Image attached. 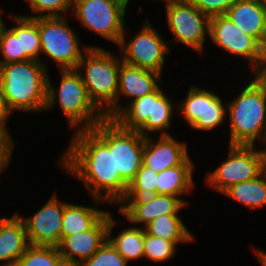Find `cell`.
<instances>
[{
  "instance_id": "6da1fadb",
  "label": "cell",
  "mask_w": 266,
  "mask_h": 266,
  "mask_svg": "<svg viewBox=\"0 0 266 266\" xmlns=\"http://www.w3.org/2000/svg\"><path fill=\"white\" fill-rule=\"evenodd\" d=\"M68 146L60 162L66 172L82 181L96 202L119 204L128 185L114 170V119L75 131Z\"/></svg>"
},
{
  "instance_id": "7a4b0ae2",
  "label": "cell",
  "mask_w": 266,
  "mask_h": 266,
  "mask_svg": "<svg viewBox=\"0 0 266 266\" xmlns=\"http://www.w3.org/2000/svg\"><path fill=\"white\" fill-rule=\"evenodd\" d=\"M83 50L84 55L76 70L90 100L106 119H114L124 109L118 102V74L122 60L100 47L83 45ZM83 67L86 68L84 74L81 72Z\"/></svg>"
},
{
  "instance_id": "3957f363",
  "label": "cell",
  "mask_w": 266,
  "mask_h": 266,
  "mask_svg": "<svg viewBox=\"0 0 266 266\" xmlns=\"http://www.w3.org/2000/svg\"><path fill=\"white\" fill-rule=\"evenodd\" d=\"M47 71L45 63L33 60L0 66V91L11 112L45 110Z\"/></svg>"
},
{
  "instance_id": "277c9868",
  "label": "cell",
  "mask_w": 266,
  "mask_h": 266,
  "mask_svg": "<svg viewBox=\"0 0 266 266\" xmlns=\"http://www.w3.org/2000/svg\"><path fill=\"white\" fill-rule=\"evenodd\" d=\"M230 145L254 146L257 138L266 144V81L260 74L228 102Z\"/></svg>"
},
{
  "instance_id": "5b68a950",
  "label": "cell",
  "mask_w": 266,
  "mask_h": 266,
  "mask_svg": "<svg viewBox=\"0 0 266 266\" xmlns=\"http://www.w3.org/2000/svg\"><path fill=\"white\" fill-rule=\"evenodd\" d=\"M61 73L62 79L58 93L55 92L49 75L47 77L45 111L55 106L58 97L60 108L69 120L71 129L76 128V131L92 129L97 123L105 119L104 113L90 100L86 87L76 69L61 70Z\"/></svg>"
},
{
  "instance_id": "8992f818",
  "label": "cell",
  "mask_w": 266,
  "mask_h": 266,
  "mask_svg": "<svg viewBox=\"0 0 266 266\" xmlns=\"http://www.w3.org/2000/svg\"><path fill=\"white\" fill-rule=\"evenodd\" d=\"M254 147L230 145L227 159L205 178L208 185L224 193L232 185L260 176L265 171V150Z\"/></svg>"
},
{
  "instance_id": "52a82bcc",
  "label": "cell",
  "mask_w": 266,
  "mask_h": 266,
  "mask_svg": "<svg viewBox=\"0 0 266 266\" xmlns=\"http://www.w3.org/2000/svg\"><path fill=\"white\" fill-rule=\"evenodd\" d=\"M41 53L47 54L61 70L76 69L83 57L80 40L64 17H39Z\"/></svg>"
},
{
  "instance_id": "ba28073f",
  "label": "cell",
  "mask_w": 266,
  "mask_h": 266,
  "mask_svg": "<svg viewBox=\"0 0 266 266\" xmlns=\"http://www.w3.org/2000/svg\"><path fill=\"white\" fill-rule=\"evenodd\" d=\"M72 8L82 26L117 45L120 43L126 31V9L119 3L113 0H74Z\"/></svg>"
},
{
  "instance_id": "9c48e42d",
  "label": "cell",
  "mask_w": 266,
  "mask_h": 266,
  "mask_svg": "<svg viewBox=\"0 0 266 266\" xmlns=\"http://www.w3.org/2000/svg\"><path fill=\"white\" fill-rule=\"evenodd\" d=\"M167 23L175 41L201 53L209 35L210 17L189 0L166 2Z\"/></svg>"
},
{
  "instance_id": "30bf717a",
  "label": "cell",
  "mask_w": 266,
  "mask_h": 266,
  "mask_svg": "<svg viewBox=\"0 0 266 266\" xmlns=\"http://www.w3.org/2000/svg\"><path fill=\"white\" fill-rule=\"evenodd\" d=\"M209 36L220 48L249 60L256 74L262 72L266 65V50L253 37L242 32L228 17H211Z\"/></svg>"
},
{
  "instance_id": "8fae6325",
  "label": "cell",
  "mask_w": 266,
  "mask_h": 266,
  "mask_svg": "<svg viewBox=\"0 0 266 266\" xmlns=\"http://www.w3.org/2000/svg\"><path fill=\"white\" fill-rule=\"evenodd\" d=\"M124 34L118 44L122 50V55H124L122 61L162 74L165 55L170 51V48L150 22L146 20L142 29L127 44H125Z\"/></svg>"
},
{
  "instance_id": "7c38bea8",
  "label": "cell",
  "mask_w": 266,
  "mask_h": 266,
  "mask_svg": "<svg viewBox=\"0 0 266 266\" xmlns=\"http://www.w3.org/2000/svg\"><path fill=\"white\" fill-rule=\"evenodd\" d=\"M64 202L54 194L33 216L24 220L29 245L57 247L61 241Z\"/></svg>"
},
{
  "instance_id": "4fadbf2b",
  "label": "cell",
  "mask_w": 266,
  "mask_h": 266,
  "mask_svg": "<svg viewBox=\"0 0 266 266\" xmlns=\"http://www.w3.org/2000/svg\"><path fill=\"white\" fill-rule=\"evenodd\" d=\"M118 205H120L119 212L125 215L129 222L142 223L145 227L161 215L177 214L188 203L179 197L156 194L145 197H124Z\"/></svg>"
},
{
  "instance_id": "5bb4252c",
  "label": "cell",
  "mask_w": 266,
  "mask_h": 266,
  "mask_svg": "<svg viewBox=\"0 0 266 266\" xmlns=\"http://www.w3.org/2000/svg\"><path fill=\"white\" fill-rule=\"evenodd\" d=\"M108 222L107 211L90 229L61 239L57 248L66 266H77L99 250L107 240Z\"/></svg>"
},
{
  "instance_id": "9a60e30c",
  "label": "cell",
  "mask_w": 266,
  "mask_h": 266,
  "mask_svg": "<svg viewBox=\"0 0 266 266\" xmlns=\"http://www.w3.org/2000/svg\"><path fill=\"white\" fill-rule=\"evenodd\" d=\"M145 137L126 130L114 120V170L129 185L142 165Z\"/></svg>"
},
{
  "instance_id": "2e32d148",
  "label": "cell",
  "mask_w": 266,
  "mask_h": 266,
  "mask_svg": "<svg viewBox=\"0 0 266 266\" xmlns=\"http://www.w3.org/2000/svg\"><path fill=\"white\" fill-rule=\"evenodd\" d=\"M188 157L187 145L171 135H160L158 141L145 137L142 163L157 173L182 164Z\"/></svg>"
},
{
  "instance_id": "e0dca14e",
  "label": "cell",
  "mask_w": 266,
  "mask_h": 266,
  "mask_svg": "<svg viewBox=\"0 0 266 266\" xmlns=\"http://www.w3.org/2000/svg\"><path fill=\"white\" fill-rule=\"evenodd\" d=\"M225 16L266 50V11L259 0H236Z\"/></svg>"
},
{
  "instance_id": "ac0fdd59",
  "label": "cell",
  "mask_w": 266,
  "mask_h": 266,
  "mask_svg": "<svg viewBox=\"0 0 266 266\" xmlns=\"http://www.w3.org/2000/svg\"><path fill=\"white\" fill-rule=\"evenodd\" d=\"M28 246L23 217L18 213L3 217L0 220V266H15Z\"/></svg>"
},
{
  "instance_id": "d6986e66",
  "label": "cell",
  "mask_w": 266,
  "mask_h": 266,
  "mask_svg": "<svg viewBox=\"0 0 266 266\" xmlns=\"http://www.w3.org/2000/svg\"><path fill=\"white\" fill-rule=\"evenodd\" d=\"M160 77V73L142 69L122 61L118 74V97L121 94V96L124 95L135 100L150 94L159 87L157 81L161 80Z\"/></svg>"
},
{
  "instance_id": "ffe728a7",
  "label": "cell",
  "mask_w": 266,
  "mask_h": 266,
  "mask_svg": "<svg viewBox=\"0 0 266 266\" xmlns=\"http://www.w3.org/2000/svg\"><path fill=\"white\" fill-rule=\"evenodd\" d=\"M194 165L188 157L182 164L161 171L157 178V194L180 197L193 187Z\"/></svg>"
},
{
  "instance_id": "44dd1931",
  "label": "cell",
  "mask_w": 266,
  "mask_h": 266,
  "mask_svg": "<svg viewBox=\"0 0 266 266\" xmlns=\"http://www.w3.org/2000/svg\"><path fill=\"white\" fill-rule=\"evenodd\" d=\"M15 27L10 30L19 37L20 45V62L33 60L40 61L39 54L41 53V41L38 31V18H28L20 15H10Z\"/></svg>"
},
{
  "instance_id": "7402d4cb",
  "label": "cell",
  "mask_w": 266,
  "mask_h": 266,
  "mask_svg": "<svg viewBox=\"0 0 266 266\" xmlns=\"http://www.w3.org/2000/svg\"><path fill=\"white\" fill-rule=\"evenodd\" d=\"M114 219L109 213V222L107 229V240L119 252L124 259L137 260L144 257V228L132 227L122 230L116 237H111L113 226L115 225Z\"/></svg>"
},
{
  "instance_id": "603a6c76",
  "label": "cell",
  "mask_w": 266,
  "mask_h": 266,
  "mask_svg": "<svg viewBox=\"0 0 266 266\" xmlns=\"http://www.w3.org/2000/svg\"><path fill=\"white\" fill-rule=\"evenodd\" d=\"M106 212L64 202L61 239L90 229Z\"/></svg>"
},
{
  "instance_id": "cb8c5ba5",
  "label": "cell",
  "mask_w": 266,
  "mask_h": 266,
  "mask_svg": "<svg viewBox=\"0 0 266 266\" xmlns=\"http://www.w3.org/2000/svg\"><path fill=\"white\" fill-rule=\"evenodd\" d=\"M174 106L171 99L158 87L153 91L152 119H147L137 131L143 137H149V134L154 131H161V136H170L171 134L165 129L170 127Z\"/></svg>"
},
{
  "instance_id": "d4e9b609",
  "label": "cell",
  "mask_w": 266,
  "mask_h": 266,
  "mask_svg": "<svg viewBox=\"0 0 266 266\" xmlns=\"http://www.w3.org/2000/svg\"><path fill=\"white\" fill-rule=\"evenodd\" d=\"M144 231L171 242L188 243L194 239L178 214L161 215L146 225Z\"/></svg>"
},
{
  "instance_id": "484cf974",
  "label": "cell",
  "mask_w": 266,
  "mask_h": 266,
  "mask_svg": "<svg viewBox=\"0 0 266 266\" xmlns=\"http://www.w3.org/2000/svg\"><path fill=\"white\" fill-rule=\"evenodd\" d=\"M223 194L251 209L266 205V170L257 178L232 185Z\"/></svg>"
},
{
  "instance_id": "4316f807",
  "label": "cell",
  "mask_w": 266,
  "mask_h": 266,
  "mask_svg": "<svg viewBox=\"0 0 266 266\" xmlns=\"http://www.w3.org/2000/svg\"><path fill=\"white\" fill-rule=\"evenodd\" d=\"M153 92L132 100L127 107L114 118L126 130L137 131L147 119H152Z\"/></svg>"
},
{
  "instance_id": "83f0119b",
  "label": "cell",
  "mask_w": 266,
  "mask_h": 266,
  "mask_svg": "<svg viewBox=\"0 0 266 266\" xmlns=\"http://www.w3.org/2000/svg\"><path fill=\"white\" fill-rule=\"evenodd\" d=\"M181 111L185 122L194 129L204 131L205 90L190 86L183 103L176 107Z\"/></svg>"
},
{
  "instance_id": "f1b7e54d",
  "label": "cell",
  "mask_w": 266,
  "mask_h": 266,
  "mask_svg": "<svg viewBox=\"0 0 266 266\" xmlns=\"http://www.w3.org/2000/svg\"><path fill=\"white\" fill-rule=\"evenodd\" d=\"M15 266H66L58 248L29 245Z\"/></svg>"
},
{
  "instance_id": "f546056e",
  "label": "cell",
  "mask_w": 266,
  "mask_h": 266,
  "mask_svg": "<svg viewBox=\"0 0 266 266\" xmlns=\"http://www.w3.org/2000/svg\"><path fill=\"white\" fill-rule=\"evenodd\" d=\"M157 178L158 173L142 163L134 180L128 185L125 197H145L156 195Z\"/></svg>"
},
{
  "instance_id": "4dcf8cb0",
  "label": "cell",
  "mask_w": 266,
  "mask_h": 266,
  "mask_svg": "<svg viewBox=\"0 0 266 266\" xmlns=\"http://www.w3.org/2000/svg\"><path fill=\"white\" fill-rule=\"evenodd\" d=\"M177 243L148 235L144 231V257L153 262L171 259L176 252Z\"/></svg>"
},
{
  "instance_id": "1f68e13d",
  "label": "cell",
  "mask_w": 266,
  "mask_h": 266,
  "mask_svg": "<svg viewBox=\"0 0 266 266\" xmlns=\"http://www.w3.org/2000/svg\"><path fill=\"white\" fill-rule=\"evenodd\" d=\"M222 99L214 93L205 90L204 130L210 131L221 125L226 119L227 108Z\"/></svg>"
},
{
  "instance_id": "d6a6232c",
  "label": "cell",
  "mask_w": 266,
  "mask_h": 266,
  "mask_svg": "<svg viewBox=\"0 0 266 266\" xmlns=\"http://www.w3.org/2000/svg\"><path fill=\"white\" fill-rule=\"evenodd\" d=\"M128 262L116 251L111 243L106 240L104 244L90 258L82 261L77 266H127Z\"/></svg>"
},
{
  "instance_id": "836d02e7",
  "label": "cell",
  "mask_w": 266,
  "mask_h": 266,
  "mask_svg": "<svg viewBox=\"0 0 266 266\" xmlns=\"http://www.w3.org/2000/svg\"><path fill=\"white\" fill-rule=\"evenodd\" d=\"M74 0H25L30 5L32 13H36L37 16H25L28 18L39 17H61L67 12L68 9H72ZM46 12V13H45ZM62 12V13H60ZM39 13H45L39 15Z\"/></svg>"
},
{
  "instance_id": "e575fe53",
  "label": "cell",
  "mask_w": 266,
  "mask_h": 266,
  "mask_svg": "<svg viewBox=\"0 0 266 266\" xmlns=\"http://www.w3.org/2000/svg\"><path fill=\"white\" fill-rule=\"evenodd\" d=\"M0 52L3 60H0V66L9 63L20 62V45L17 37L10 29L6 27L2 30L0 39Z\"/></svg>"
},
{
  "instance_id": "d590c367",
  "label": "cell",
  "mask_w": 266,
  "mask_h": 266,
  "mask_svg": "<svg viewBox=\"0 0 266 266\" xmlns=\"http://www.w3.org/2000/svg\"><path fill=\"white\" fill-rule=\"evenodd\" d=\"M202 13L210 18L225 15L227 10L236 0H189Z\"/></svg>"
},
{
  "instance_id": "8d00e7d4",
  "label": "cell",
  "mask_w": 266,
  "mask_h": 266,
  "mask_svg": "<svg viewBox=\"0 0 266 266\" xmlns=\"http://www.w3.org/2000/svg\"><path fill=\"white\" fill-rule=\"evenodd\" d=\"M14 142L2 128H0V173L8 167L12 156Z\"/></svg>"
},
{
  "instance_id": "74e56055",
  "label": "cell",
  "mask_w": 266,
  "mask_h": 266,
  "mask_svg": "<svg viewBox=\"0 0 266 266\" xmlns=\"http://www.w3.org/2000/svg\"><path fill=\"white\" fill-rule=\"evenodd\" d=\"M10 113L11 111L8 108L7 103L0 91V128H2L9 136L10 134L6 128V122H7L6 120L8 119Z\"/></svg>"
},
{
  "instance_id": "f35d334b",
  "label": "cell",
  "mask_w": 266,
  "mask_h": 266,
  "mask_svg": "<svg viewBox=\"0 0 266 266\" xmlns=\"http://www.w3.org/2000/svg\"><path fill=\"white\" fill-rule=\"evenodd\" d=\"M255 253H256V256L258 257V259L260 260L261 264L263 266H266V253H265V251L256 250Z\"/></svg>"
},
{
  "instance_id": "ab89813d",
  "label": "cell",
  "mask_w": 266,
  "mask_h": 266,
  "mask_svg": "<svg viewBox=\"0 0 266 266\" xmlns=\"http://www.w3.org/2000/svg\"><path fill=\"white\" fill-rule=\"evenodd\" d=\"M113 1L119 3L121 6H123L126 9L130 0H113Z\"/></svg>"
},
{
  "instance_id": "60d3db41",
  "label": "cell",
  "mask_w": 266,
  "mask_h": 266,
  "mask_svg": "<svg viewBox=\"0 0 266 266\" xmlns=\"http://www.w3.org/2000/svg\"><path fill=\"white\" fill-rule=\"evenodd\" d=\"M5 24L3 23L2 17H1V11H0V39H1V34L2 30L5 28Z\"/></svg>"
},
{
  "instance_id": "b9f144b4",
  "label": "cell",
  "mask_w": 266,
  "mask_h": 266,
  "mask_svg": "<svg viewBox=\"0 0 266 266\" xmlns=\"http://www.w3.org/2000/svg\"><path fill=\"white\" fill-rule=\"evenodd\" d=\"M260 75L266 81V66H264V68H263L262 72L260 73Z\"/></svg>"
},
{
  "instance_id": "7bdbcfd3",
  "label": "cell",
  "mask_w": 266,
  "mask_h": 266,
  "mask_svg": "<svg viewBox=\"0 0 266 266\" xmlns=\"http://www.w3.org/2000/svg\"><path fill=\"white\" fill-rule=\"evenodd\" d=\"M260 1V4L261 6L265 9L266 11V0H259Z\"/></svg>"
},
{
  "instance_id": "ee69618b",
  "label": "cell",
  "mask_w": 266,
  "mask_h": 266,
  "mask_svg": "<svg viewBox=\"0 0 266 266\" xmlns=\"http://www.w3.org/2000/svg\"><path fill=\"white\" fill-rule=\"evenodd\" d=\"M265 150V170H266V149Z\"/></svg>"
}]
</instances>
